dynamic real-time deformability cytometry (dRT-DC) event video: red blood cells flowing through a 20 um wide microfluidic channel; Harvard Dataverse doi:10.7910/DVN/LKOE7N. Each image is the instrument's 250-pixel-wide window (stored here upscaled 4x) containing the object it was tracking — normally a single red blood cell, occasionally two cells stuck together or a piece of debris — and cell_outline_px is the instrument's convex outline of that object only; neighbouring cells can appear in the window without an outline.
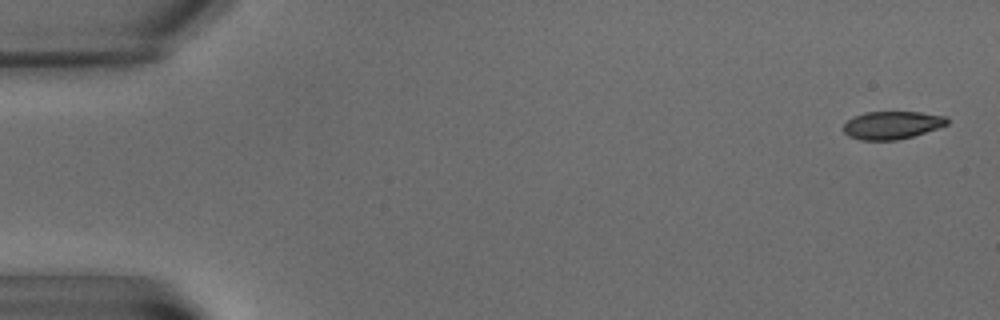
{"species": "common noctule bat (a hibernating species)", "species_latin": "Nyctalus noctula", "temperature_condition": "warm", "stored_images_in_passage": 7, "camera_frame_rate_fps": 3000, "um_per_image_px": 0.085, "animal": {"sex": "male", "body_mass_g": 15.6}, "frame": {"image": 1, "passage_image": 1, "time_ms": 0.0, "image_size_px": [1000, 320], "cell_outline_px": [[948, 124], [912, 136], [896, 140], [860, 140], [848, 136], [844, 132], [844, 124], [848, 120], [864, 112], [920, 112], [948, 116]], "centroid_in_image_um": [75.82, 10.63], "position_along_channel_um": 9.2, "area_um2": 16.7}}
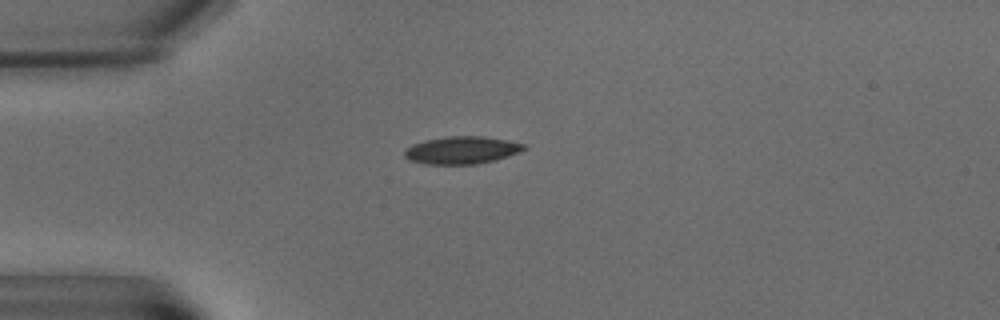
{"frame": {"image": 2, "passage_image": 5, "time_ms": 5.667, "image_size_px": [1000, 320], "cell_outline_px": [[528, 148], [520, 152], [496, 160], [476, 164], [424, 164], [408, 160], [404, 156], [404, 148], [412, 144], [424, 140], [448, 136], [484, 136], [508, 140], [528, 144]], "centroid_in_image_um": [39.26, 12.76], "position_along_channel_um": 45.7, "area_um2": 19.54}}